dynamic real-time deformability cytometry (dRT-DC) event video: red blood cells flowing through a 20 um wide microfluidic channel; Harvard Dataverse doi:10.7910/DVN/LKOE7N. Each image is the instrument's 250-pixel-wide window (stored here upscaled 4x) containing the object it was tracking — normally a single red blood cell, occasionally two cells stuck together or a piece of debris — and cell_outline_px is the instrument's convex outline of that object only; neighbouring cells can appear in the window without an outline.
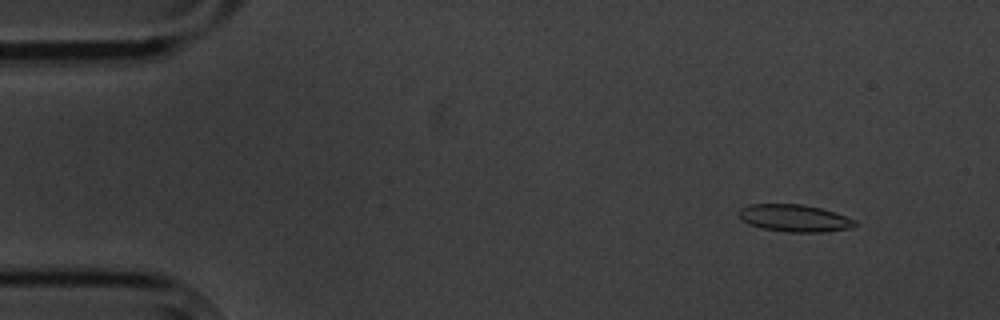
{"species": "common noctule bat (a hibernating species)", "species_latin": "Nyctalus noctula", "temperature_condition": "cold", "stored_images_in_passage": 5, "camera_frame_rate_fps": 3000, "um_per_image_px": 0.085, "animal": {"sex": "male", "body_mass_g": 20.1, "forearm_length_mm": 53.5}, "frame": {"image": 1, "passage_image": 2, "time_ms": 1.333, "image_size_px": [1000, 320], "cell_outline_px": [[856, 224], [852, 228], [824, 232], [788, 232], [764, 228], [748, 224], [740, 216], [740, 208], [748, 204], [804, 204], [836, 212], [856, 220]], "centroid_in_image_um": [67.57, 18.53], "position_along_channel_um": 17.4, "area_um2": 18.38}}
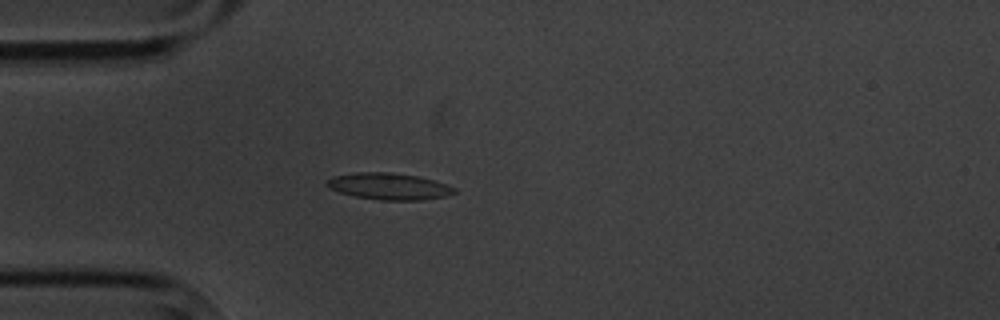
{"frame": {"image": 2, "passage_image": 5, "time_ms": 4.667, "image_size_px": [1000, 320], "cell_outline_px": [[456, 192], [444, 196], [424, 200], [380, 200], [356, 196], [340, 192], [328, 188], [324, 184], [332, 176], [356, 172], [392, 172], [416, 176], [432, 180], [456, 188]], "centroid_in_image_um": [33.02, 15.83], "position_along_channel_um": 52.0, "area_um2": 19.65}}